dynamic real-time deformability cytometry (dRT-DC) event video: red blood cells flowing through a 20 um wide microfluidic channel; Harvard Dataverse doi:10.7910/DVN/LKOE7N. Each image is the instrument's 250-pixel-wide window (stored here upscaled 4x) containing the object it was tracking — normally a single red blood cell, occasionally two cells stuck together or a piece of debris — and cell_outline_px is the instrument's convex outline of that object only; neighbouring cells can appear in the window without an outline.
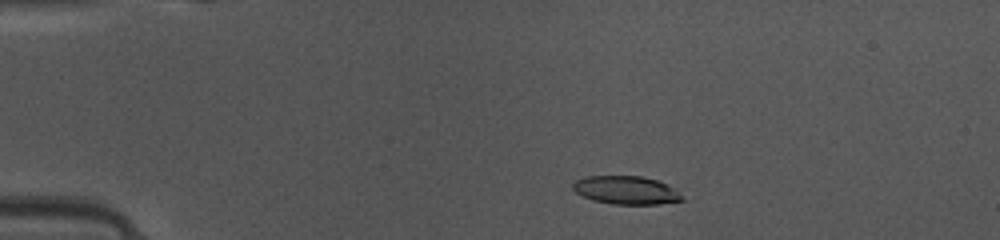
{"species": "common noctule bat (a hibernating species)", "species_latin": "Nyctalus noctula", "temperature_condition": "warm", "stored_images_in_passage": 43, "camera_frame_rate_fps": 3000, "um_per_image_px": 0.085, "animal": {"sex": "female", "body_mass_g": 10.0, "forearm_length_mm": 53.1}, "frame": {"image": 1, "passage_image": 4, "time_ms": 1.0, "image_size_px": [1000, 240], "cell_outline_px": [[684, 200], [660, 204], [612, 204], [592, 200], [576, 192], [572, 188], [572, 184], [576, 180], [584, 176], [640, 176], [656, 180], [668, 184], [676, 188]], "centroid_in_image_um": [53.23, 16.16], "position_along_channel_um": 31.8, "area_um2": 18.03}}
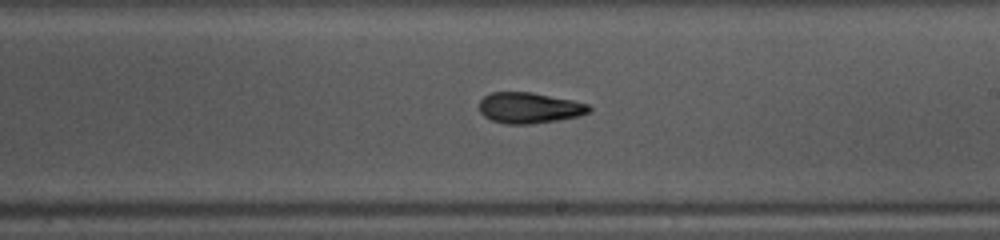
{"frame": {"image": 2, "passage_image": 23, "time_ms": 7.333, "image_size_px": [1000, 240], "cell_outline_px": [[592, 108], [588, 112], [580, 116], [532, 124], [504, 124], [492, 120], [484, 116], [480, 112], [480, 100], [484, 96], [492, 92], [532, 92], [572, 100], [588, 104]], "centroid_in_image_um": [44.98, 9.17], "position_along_channel_um": 244.0, "area_um2": 19.71}}
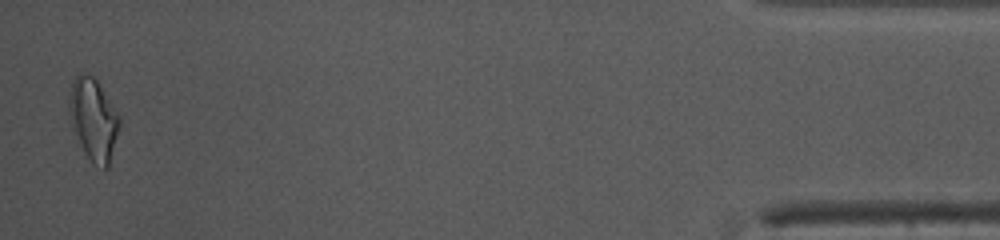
{"frame": {"image": 3, "passage_image": 42, "time_ms": 13.667, "image_size_px": [1000, 240], "cell_outline_px": [[120, 128], [108, 168], [104, 168], [92, 164], [72, 132], [68, 112], [68, 108], [72, 84], [76, 76], [80, 72], [92, 76], [96, 80], [120, 116]], "centroid_in_image_um": [7.93, 10.19], "position_along_channel_um": 427.3, "area_um2": 24.1}, "authors_computed_cell_mechanics": {"area_um2": 19.7098, "velocity_mm_per_s": 4.1559, "shape_relaxation_time_tau1_ms": 5.2408, "shape_relaxation_time_tau2_ms": 4.5296, "deformation_change_tau1": 0.1872, "deformation_change_tau2": 0.1064}}